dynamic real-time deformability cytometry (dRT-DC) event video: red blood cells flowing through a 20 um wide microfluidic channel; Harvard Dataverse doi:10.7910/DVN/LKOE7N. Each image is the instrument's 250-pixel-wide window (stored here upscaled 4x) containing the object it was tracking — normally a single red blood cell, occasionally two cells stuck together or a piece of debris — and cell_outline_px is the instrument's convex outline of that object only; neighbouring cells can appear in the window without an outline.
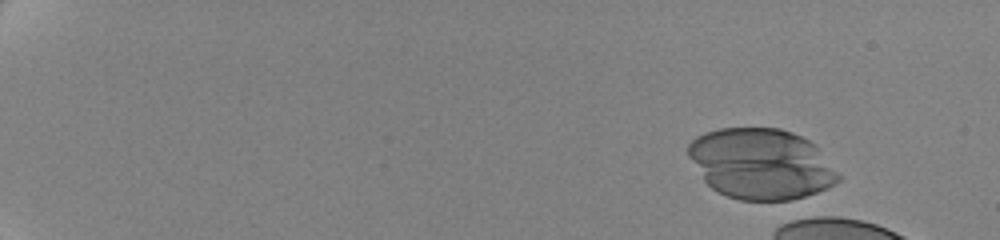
{"species": "human", "species_latin": "Homo sapiens", "temperature_condition": "cold", "stored_images_in_passage": 13, "camera_frame_rate_fps": 3000, "um_per_image_px": 0.085, "donor": {"sex": "female"}, "frame": {"image": 1, "passage_image": 8, "time_ms": 2.333, "image_size_px": [1000, 240], "cell_outline_px": [[840, 180], [828, 188], [792, 200], [740, 200], [716, 192], [704, 180], [688, 156], [688, 144], [696, 136], [704, 132], [720, 128], [780, 128], [792, 132], [816, 144], [840, 176]], "centroid_in_image_um": [64.68, 13.92], "position_along_channel_um": 20.3, "area_um2": 61.79}}